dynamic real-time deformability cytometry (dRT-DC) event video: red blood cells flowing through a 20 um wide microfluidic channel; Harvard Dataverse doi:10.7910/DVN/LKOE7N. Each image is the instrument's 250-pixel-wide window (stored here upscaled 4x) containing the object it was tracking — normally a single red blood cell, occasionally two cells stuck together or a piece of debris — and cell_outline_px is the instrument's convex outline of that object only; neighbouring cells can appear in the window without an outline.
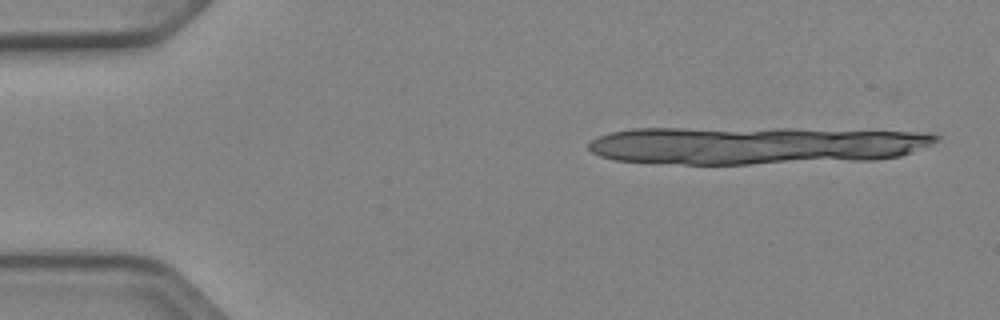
{"species": "Egyptian fruit bat (a non-hibernating species)", "species_latin": "Rousettus aegyptiacus", "temperature_condition": "cold", "stored_images_in_passage": 8, "camera_frame_rate_fps": 3000, "um_per_image_px": 0.085, "animal": {"sex": "female"}, "frame": {"image": 1, "passage_image": 1, "time_ms": 0.0, "image_size_px": [1000, 320], "cell_outline_px": [[928, 136], [900, 152], [888, 156], [844, 156], [816, 152], [828, 136], [860, 132], [888, 132]], "centroid_in_image_um": [73.82, 12.23], "position_along_channel_um": 11.2, "area_um2": 14.33}}